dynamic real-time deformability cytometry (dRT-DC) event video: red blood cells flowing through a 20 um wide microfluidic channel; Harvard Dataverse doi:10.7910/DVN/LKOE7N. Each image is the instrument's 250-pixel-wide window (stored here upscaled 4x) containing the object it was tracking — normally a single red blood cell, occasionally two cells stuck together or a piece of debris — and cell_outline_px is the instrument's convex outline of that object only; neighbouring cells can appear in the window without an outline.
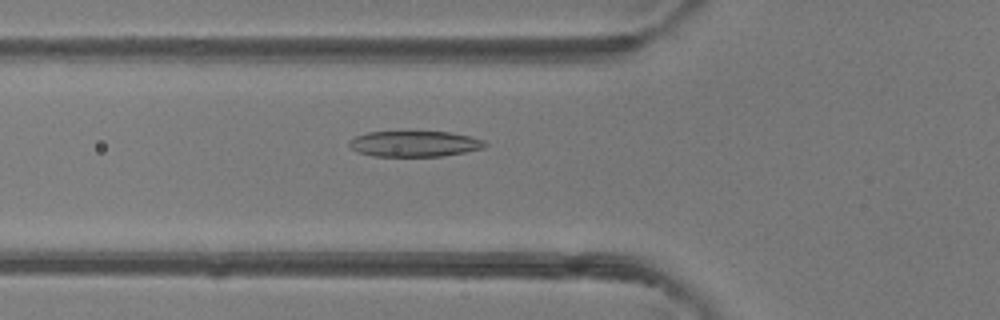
{"species": "common noctule bat (a hibernating species)", "species_latin": "Nyctalus noctula", "temperature_condition": "room temperature", "stored_images_in_passage": 44, "camera_frame_rate_fps": 3000, "um_per_image_px": 0.085, "animal": {"sex": "female"}, "frame": {"image": 1, "passage_image": 17, "time_ms": 5.333, "image_size_px": [1000, 320], "cell_outline_px": [[488, 144], [484, 148], [444, 156], [372, 156], [356, 152], [348, 144], [348, 140], [356, 136], [368, 132], [448, 132], [468, 136], [484, 140]], "centroid_in_image_um": [35.21, 12.23], "position_along_channel_um": 90.6, "area_um2": 20.35}}
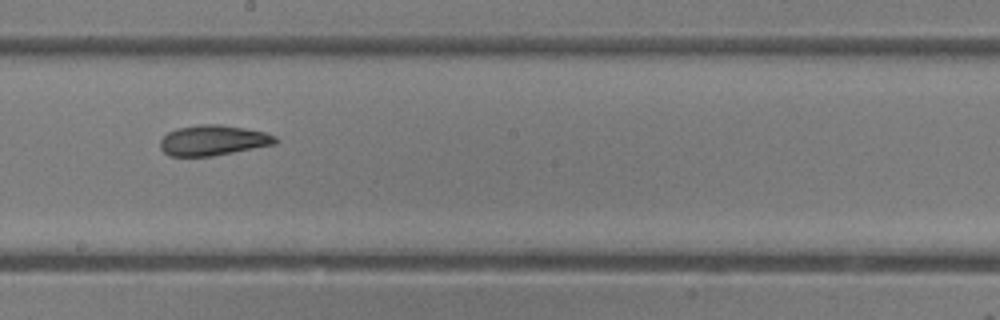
{"frame": {"image": 2, "passage_image": 27, "time_ms": 8.667, "image_size_px": [1000, 320], "cell_outline_px": [[280, 140], [276, 144], [212, 156], [168, 156], [160, 148], [160, 140], [168, 132], [176, 128], [200, 124], [220, 124], [244, 128], [264, 132], [276, 136]], "centroid_in_image_um": [18.11, 11.92], "position_along_channel_um": 230.1, "area_um2": 20.46}}
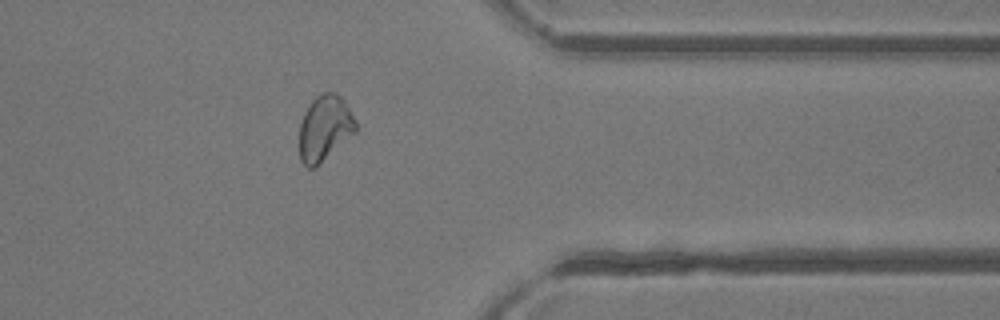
{"frame": {"image": 3, "passage_image": 39, "time_ms": 12.667, "image_size_px": [1000, 320], "cell_outline_px": [[356, 132], [312, 168], [308, 168], [300, 160], [300, 124], [304, 112], [308, 104], [316, 96], [324, 92], [336, 92], [344, 100], [356, 120]], "centroid_in_image_um": [27.6, 10.84], "position_along_channel_um": 383.8, "area_um2": 21.21}, "authors_computed_cell_mechanics": {"area_um2": 21.386, "velocity_mm_per_s": 4.1694, "shape_relaxation_time_tau1_ms": 8.1607, "shape_relaxation_time_tau2_ms": 1.8578, "deformation_change_tau1": 0.2138, "deformation_change_tau2": 0.0833}}